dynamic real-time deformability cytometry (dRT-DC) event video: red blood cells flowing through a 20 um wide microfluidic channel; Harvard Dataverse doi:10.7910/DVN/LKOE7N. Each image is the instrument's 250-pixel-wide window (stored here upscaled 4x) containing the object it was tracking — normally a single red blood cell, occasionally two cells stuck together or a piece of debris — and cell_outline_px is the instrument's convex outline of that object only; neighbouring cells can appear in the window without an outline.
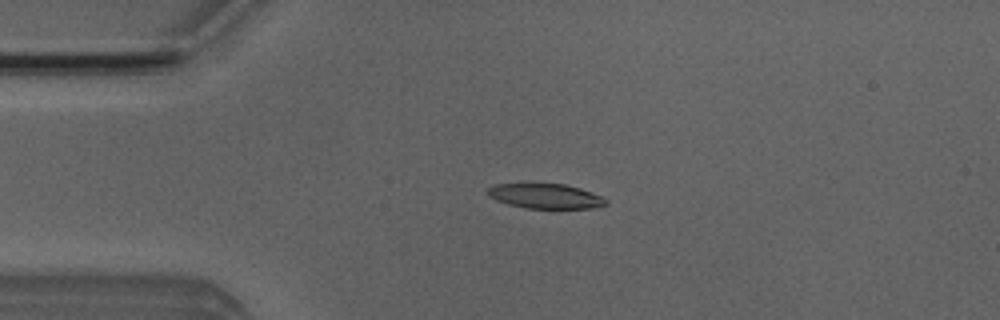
{"species": "Egyptian fruit bat (a non-hibernating species)", "species_latin": "Rousettus aegyptiacus", "temperature_condition": "room temperature", "stored_images_in_passage": 4, "camera_frame_rate_fps": 3000, "um_per_image_px": 0.085, "animal": {"sex": "male"}, "frame": {"image": 1, "passage_image": 3, "time_ms": 2.333, "image_size_px": [1000, 320], "cell_outline_px": [[608, 204], [592, 208], [524, 208], [508, 204], [496, 200], [488, 196], [484, 192], [488, 188], [496, 184], [532, 180], [564, 184], [580, 188], [592, 192], [608, 200]], "centroid_in_image_um": [46.27, 16.61], "position_along_channel_um": 38.7, "area_um2": 18.09}}